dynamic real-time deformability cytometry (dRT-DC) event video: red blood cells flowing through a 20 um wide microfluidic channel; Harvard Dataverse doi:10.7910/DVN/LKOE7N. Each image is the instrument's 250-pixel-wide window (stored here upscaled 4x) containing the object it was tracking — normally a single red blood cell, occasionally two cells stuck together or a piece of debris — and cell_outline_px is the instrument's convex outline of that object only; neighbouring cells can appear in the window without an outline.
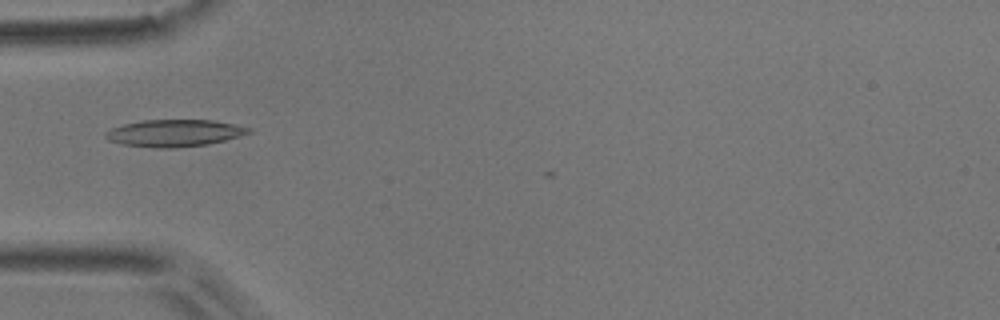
{"species": "common noctule bat (a hibernating species)", "species_latin": "Nyctalus noctula", "temperature_condition": "room temperature", "stored_images_in_passage": 2, "camera_frame_rate_fps": 3000, "um_per_image_px": 0.085, "animal": {"sex": "male", "body_mass_g": 17.9}, "frame": {"image": 1, "passage_image": 1, "time_ms": 0.0, "image_size_px": [1000, 320], "cell_outline_px": [[252, 132], [240, 136], [208, 144], [172, 148], [160, 148], [124, 144], [108, 140], [104, 136], [104, 132], [112, 128], [124, 124], [144, 120], [212, 120], [252, 128]], "centroid_in_image_um": [14.82, 11.31], "position_along_channel_um": 70.2, "area_um2": 22.31}}